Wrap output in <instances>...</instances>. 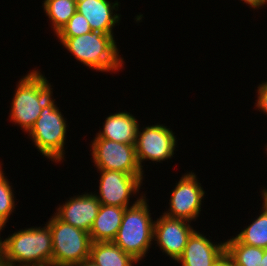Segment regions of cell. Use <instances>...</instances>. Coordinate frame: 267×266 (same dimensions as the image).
Returning <instances> with one entry per match:
<instances>
[{
  "mask_svg": "<svg viewBox=\"0 0 267 266\" xmlns=\"http://www.w3.org/2000/svg\"><path fill=\"white\" fill-rule=\"evenodd\" d=\"M68 199L58 204L54 214L63 222L89 233L101 206L98 198L93 192H83Z\"/></svg>",
  "mask_w": 267,
  "mask_h": 266,
  "instance_id": "obj_12",
  "label": "cell"
},
{
  "mask_svg": "<svg viewBox=\"0 0 267 266\" xmlns=\"http://www.w3.org/2000/svg\"><path fill=\"white\" fill-rule=\"evenodd\" d=\"M225 252L234 266H260L264 255L263 248L245 245L234 236L225 240Z\"/></svg>",
  "mask_w": 267,
  "mask_h": 266,
  "instance_id": "obj_19",
  "label": "cell"
},
{
  "mask_svg": "<svg viewBox=\"0 0 267 266\" xmlns=\"http://www.w3.org/2000/svg\"><path fill=\"white\" fill-rule=\"evenodd\" d=\"M0 266H13V265L10 264V263H8V262L3 261V260L0 258Z\"/></svg>",
  "mask_w": 267,
  "mask_h": 266,
  "instance_id": "obj_28",
  "label": "cell"
},
{
  "mask_svg": "<svg viewBox=\"0 0 267 266\" xmlns=\"http://www.w3.org/2000/svg\"><path fill=\"white\" fill-rule=\"evenodd\" d=\"M260 266H267V248L264 249V255L261 260Z\"/></svg>",
  "mask_w": 267,
  "mask_h": 266,
  "instance_id": "obj_27",
  "label": "cell"
},
{
  "mask_svg": "<svg viewBox=\"0 0 267 266\" xmlns=\"http://www.w3.org/2000/svg\"><path fill=\"white\" fill-rule=\"evenodd\" d=\"M172 189L169 208L162 214L169 218L196 221L204 203L205 191L196 173L187 171ZM203 200V201H202Z\"/></svg>",
  "mask_w": 267,
  "mask_h": 266,
  "instance_id": "obj_10",
  "label": "cell"
},
{
  "mask_svg": "<svg viewBox=\"0 0 267 266\" xmlns=\"http://www.w3.org/2000/svg\"><path fill=\"white\" fill-rule=\"evenodd\" d=\"M102 127L94 138H103L124 144L136 143L139 121L130 112L123 110L110 113L102 123Z\"/></svg>",
  "mask_w": 267,
  "mask_h": 266,
  "instance_id": "obj_15",
  "label": "cell"
},
{
  "mask_svg": "<svg viewBox=\"0 0 267 266\" xmlns=\"http://www.w3.org/2000/svg\"><path fill=\"white\" fill-rule=\"evenodd\" d=\"M3 163L0 162V228L4 230L7 222H9L10 215L14 213L16 203L13 186L10 183V179L5 176L4 169H2Z\"/></svg>",
  "mask_w": 267,
  "mask_h": 266,
  "instance_id": "obj_21",
  "label": "cell"
},
{
  "mask_svg": "<svg viewBox=\"0 0 267 266\" xmlns=\"http://www.w3.org/2000/svg\"><path fill=\"white\" fill-rule=\"evenodd\" d=\"M170 128L164 124L156 123L143 126L140 124L137 131L135 150L136 157L140 168L143 170L144 161L162 163L173 158L174 152L177 151V136Z\"/></svg>",
  "mask_w": 267,
  "mask_h": 266,
  "instance_id": "obj_9",
  "label": "cell"
},
{
  "mask_svg": "<svg viewBox=\"0 0 267 266\" xmlns=\"http://www.w3.org/2000/svg\"><path fill=\"white\" fill-rule=\"evenodd\" d=\"M55 100L52 96L44 104L27 136L33 141V145L43 155V158L62 163L63 160L65 161L66 134L69 125Z\"/></svg>",
  "mask_w": 267,
  "mask_h": 266,
  "instance_id": "obj_5",
  "label": "cell"
},
{
  "mask_svg": "<svg viewBox=\"0 0 267 266\" xmlns=\"http://www.w3.org/2000/svg\"><path fill=\"white\" fill-rule=\"evenodd\" d=\"M240 1H242L243 4L245 3L246 5H248L253 10L256 9L259 10L261 8H264L267 4V0H240Z\"/></svg>",
  "mask_w": 267,
  "mask_h": 266,
  "instance_id": "obj_24",
  "label": "cell"
},
{
  "mask_svg": "<svg viewBox=\"0 0 267 266\" xmlns=\"http://www.w3.org/2000/svg\"><path fill=\"white\" fill-rule=\"evenodd\" d=\"M262 196V208L257 218H253L252 223L243 227L235 237L245 245H251L260 248H267V196Z\"/></svg>",
  "mask_w": 267,
  "mask_h": 266,
  "instance_id": "obj_18",
  "label": "cell"
},
{
  "mask_svg": "<svg viewBox=\"0 0 267 266\" xmlns=\"http://www.w3.org/2000/svg\"><path fill=\"white\" fill-rule=\"evenodd\" d=\"M263 188L261 189L262 191H260V193L262 192L261 194H265L267 196V189H266L267 187H263Z\"/></svg>",
  "mask_w": 267,
  "mask_h": 266,
  "instance_id": "obj_29",
  "label": "cell"
},
{
  "mask_svg": "<svg viewBox=\"0 0 267 266\" xmlns=\"http://www.w3.org/2000/svg\"><path fill=\"white\" fill-rule=\"evenodd\" d=\"M78 61L96 72L116 73L125 66L124 58L119 55L115 38L110 34L91 31L76 37H57Z\"/></svg>",
  "mask_w": 267,
  "mask_h": 266,
  "instance_id": "obj_2",
  "label": "cell"
},
{
  "mask_svg": "<svg viewBox=\"0 0 267 266\" xmlns=\"http://www.w3.org/2000/svg\"><path fill=\"white\" fill-rule=\"evenodd\" d=\"M42 8L51 22V28L56 35L59 30L76 13V0H44Z\"/></svg>",
  "mask_w": 267,
  "mask_h": 266,
  "instance_id": "obj_20",
  "label": "cell"
},
{
  "mask_svg": "<svg viewBox=\"0 0 267 266\" xmlns=\"http://www.w3.org/2000/svg\"><path fill=\"white\" fill-rule=\"evenodd\" d=\"M206 236L195 229L176 262L180 266H213L225 253V240L218 243Z\"/></svg>",
  "mask_w": 267,
  "mask_h": 266,
  "instance_id": "obj_14",
  "label": "cell"
},
{
  "mask_svg": "<svg viewBox=\"0 0 267 266\" xmlns=\"http://www.w3.org/2000/svg\"><path fill=\"white\" fill-rule=\"evenodd\" d=\"M90 151L96 170L120 171L134 176H146L139 166L134 144H124L94 138Z\"/></svg>",
  "mask_w": 267,
  "mask_h": 266,
  "instance_id": "obj_8",
  "label": "cell"
},
{
  "mask_svg": "<svg viewBox=\"0 0 267 266\" xmlns=\"http://www.w3.org/2000/svg\"><path fill=\"white\" fill-rule=\"evenodd\" d=\"M0 258L13 266H52L53 241L49 225L27 227L1 238Z\"/></svg>",
  "mask_w": 267,
  "mask_h": 266,
  "instance_id": "obj_1",
  "label": "cell"
},
{
  "mask_svg": "<svg viewBox=\"0 0 267 266\" xmlns=\"http://www.w3.org/2000/svg\"><path fill=\"white\" fill-rule=\"evenodd\" d=\"M259 86L256 89L257 93V100H255L254 107L255 109L259 110V112H262L264 115H267V80L261 81V83L258 84Z\"/></svg>",
  "mask_w": 267,
  "mask_h": 266,
  "instance_id": "obj_23",
  "label": "cell"
},
{
  "mask_svg": "<svg viewBox=\"0 0 267 266\" xmlns=\"http://www.w3.org/2000/svg\"><path fill=\"white\" fill-rule=\"evenodd\" d=\"M146 195L135 205L125 208L120 228L113 240L139 263L153 244L154 221Z\"/></svg>",
  "mask_w": 267,
  "mask_h": 266,
  "instance_id": "obj_4",
  "label": "cell"
},
{
  "mask_svg": "<svg viewBox=\"0 0 267 266\" xmlns=\"http://www.w3.org/2000/svg\"><path fill=\"white\" fill-rule=\"evenodd\" d=\"M46 222L52 233V266H74L90 257V234L60 220L55 214Z\"/></svg>",
  "mask_w": 267,
  "mask_h": 266,
  "instance_id": "obj_6",
  "label": "cell"
},
{
  "mask_svg": "<svg viewBox=\"0 0 267 266\" xmlns=\"http://www.w3.org/2000/svg\"><path fill=\"white\" fill-rule=\"evenodd\" d=\"M125 208L101 204L90 229L92 242H113L123 219Z\"/></svg>",
  "mask_w": 267,
  "mask_h": 266,
  "instance_id": "obj_16",
  "label": "cell"
},
{
  "mask_svg": "<svg viewBox=\"0 0 267 266\" xmlns=\"http://www.w3.org/2000/svg\"><path fill=\"white\" fill-rule=\"evenodd\" d=\"M74 266H97L95 265L90 259L82 261L81 263H78Z\"/></svg>",
  "mask_w": 267,
  "mask_h": 266,
  "instance_id": "obj_26",
  "label": "cell"
},
{
  "mask_svg": "<svg viewBox=\"0 0 267 266\" xmlns=\"http://www.w3.org/2000/svg\"><path fill=\"white\" fill-rule=\"evenodd\" d=\"M213 266H234L232 259L226 252L214 263Z\"/></svg>",
  "mask_w": 267,
  "mask_h": 266,
  "instance_id": "obj_25",
  "label": "cell"
},
{
  "mask_svg": "<svg viewBox=\"0 0 267 266\" xmlns=\"http://www.w3.org/2000/svg\"><path fill=\"white\" fill-rule=\"evenodd\" d=\"M120 4L118 0H76L77 12L87 19L92 31L110 34L114 38L113 29L121 20V14L117 13Z\"/></svg>",
  "mask_w": 267,
  "mask_h": 266,
  "instance_id": "obj_13",
  "label": "cell"
},
{
  "mask_svg": "<svg viewBox=\"0 0 267 266\" xmlns=\"http://www.w3.org/2000/svg\"><path fill=\"white\" fill-rule=\"evenodd\" d=\"M265 154L267 155V144L265 145Z\"/></svg>",
  "mask_w": 267,
  "mask_h": 266,
  "instance_id": "obj_30",
  "label": "cell"
},
{
  "mask_svg": "<svg viewBox=\"0 0 267 266\" xmlns=\"http://www.w3.org/2000/svg\"><path fill=\"white\" fill-rule=\"evenodd\" d=\"M28 71L14 90L9 119L26 134L32 129L44 104L53 96V85L40 69Z\"/></svg>",
  "mask_w": 267,
  "mask_h": 266,
  "instance_id": "obj_3",
  "label": "cell"
},
{
  "mask_svg": "<svg viewBox=\"0 0 267 266\" xmlns=\"http://www.w3.org/2000/svg\"><path fill=\"white\" fill-rule=\"evenodd\" d=\"M87 19L76 11L68 22L55 35L57 37H76L91 32Z\"/></svg>",
  "mask_w": 267,
  "mask_h": 266,
  "instance_id": "obj_22",
  "label": "cell"
},
{
  "mask_svg": "<svg viewBox=\"0 0 267 266\" xmlns=\"http://www.w3.org/2000/svg\"><path fill=\"white\" fill-rule=\"evenodd\" d=\"M99 171V172H98ZM99 173V188L93 194L103 205L123 208L137 204L146 194L140 189L143 186L144 176H134L120 171L97 170ZM96 192V193H95ZM139 194V196H138ZM137 195L133 203L130 202ZM131 204V205H130Z\"/></svg>",
  "mask_w": 267,
  "mask_h": 266,
  "instance_id": "obj_7",
  "label": "cell"
},
{
  "mask_svg": "<svg viewBox=\"0 0 267 266\" xmlns=\"http://www.w3.org/2000/svg\"><path fill=\"white\" fill-rule=\"evenodd\" d=\"M89 259L97 266H135L139 263L113 242H92Z\"/></svg>",
  "mask_w": 267,
  "mask_h": 266,
  "instance_id": "obj_17",
  "label": "cell"
},
{
  "mask_svg": "<svg viewBox=\"0 0 267 266\" xmlns=\"http://www.w3.org/2000/svg\"><path fill=\"white\" fill-rule=\"evenodd\" d=\"M191 222L160 215L154 221L153 243L165 256L176 263L182 255L188 238L194 231ZM156 241V242H155Z\"/></svg>",
  "mask_w": 267,
  "mask_h": 266,
  "instance_id": "obj_11",
  "label": "cell"
}]
</instances>
